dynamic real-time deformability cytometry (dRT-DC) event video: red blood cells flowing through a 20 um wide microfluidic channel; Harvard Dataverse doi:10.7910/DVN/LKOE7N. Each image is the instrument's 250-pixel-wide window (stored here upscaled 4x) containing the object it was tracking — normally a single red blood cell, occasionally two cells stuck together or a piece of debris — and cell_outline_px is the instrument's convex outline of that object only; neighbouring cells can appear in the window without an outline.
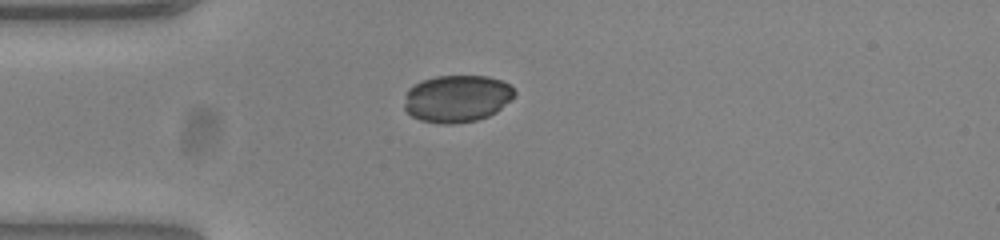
{"species": "common noctule bat (a hibernating species)", "species_latin": "Nyctalus noctula", "temperature_condition": "warm", "stored_images_in_passage": 40, "camera_frame_rate_fps": 3000, "um_per_image_px": 0.085, "animal": {"sex": "female", "body_mass_g": 23.0, "forearm_length_mm": 53.4}, "frame": {"image": 1, "passage_image": 1, "time_ms": 0.0, "image_size_px": [1000, 240], "cell_outline_px": [[516, 92], [496, 112], [488, 116], [476, 120], [452, 124], [440, 124], [420, 120], [412, 116], [404, 108], [404, 96], [408, 88], [412, 84], [420, 80], [436, 76], [488, 76], [500, 80], [508, 84]], "centroid_in_image_um": [38.77, 8.37], "position_along_channel_um": 46.2, "area_um2": 30.35}}
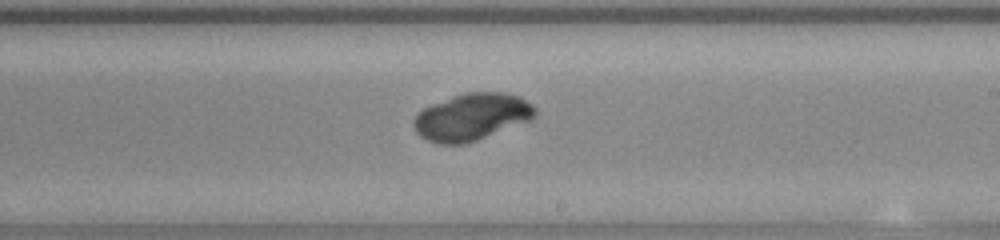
{"frame": {"image": 2, "passage_image": 18, "time_ms": 5.667, "image_size_px": [1000, 240], "cell_outline_px": [[536, 116], [528, 120], [476, 140], [464, 144], [440, 144], [428, 140], [420, 136], [416, 132], [412, 124], [412, 120], [424, 108], [432, 104], [468, 92], [504, 92], [520, 96], [532, 104], [536, 108]], "centroid_in_image_um": [40.09, 9.93], "position_along_channel_um": 248.9, "area_um2": 32.77}}
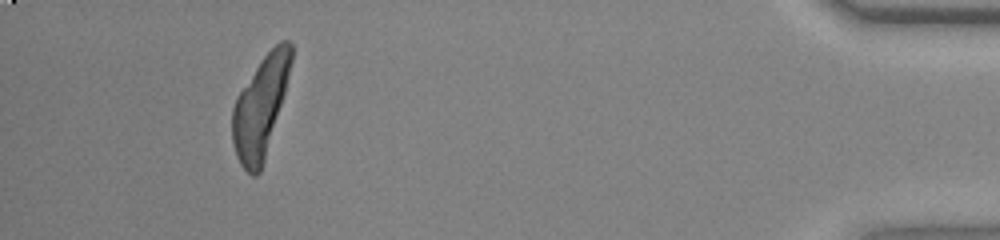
{"frame": {"image": 3, "passage_image": 36, "time_ms": 11.667, "image_size_px": [1000, 240], "cell_outline_px": [[292, 60], [284, 92], [264, 160], [260, 172], [256, 176], [252, 176], [240, 164], [236, 156], [232, 144], [232, 108], [236, 96], [260, 60], [280, 40], [288, 40], [292, 44]], "centroid_in_image_um": [22.1, 9.09], "position_along_channel_um": 413.1, "area_um2": 33.99}}